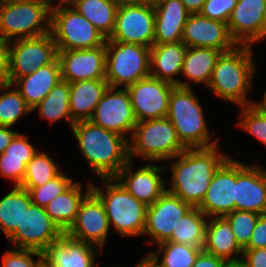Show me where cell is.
<instances>
[{"instance_id":"29","label":"cell","mask_w":266,"mask_h":267,"mask_svg":"<svg viewBox=\"0 0 266 267\" xmlns=\"http://www.w3.org/2000/svg\"><path fill=\"white\" fill-rule=\"evenodd\" d=\"M86 188L78 180L75 181L66 191L51 200L45 207L50 219L56 223L65 233L74 223L80 203L91 191V180L87 179Z\"/></svg>"},{"instance_id":"43","label":"cell","mask_w":266,"mask_h":267,"mask_svg":"<svg viewBox=\"0 0 266 267\" xmlns=\"http://www.w3.org/2000/svg\"><path fill=\"white\" fill-rule=\"evenodd\" d=\"M238 0H206L200 14L216 21L228 23Z\"/></svg>"},{"instance_id":"54","label":"cell","mask_w":266,"mask_h":267,"mask_svg":"<svg viewBox=\"0 0 266 267\" xmlns=\"http://www.w3.org/2000/svg\"><path fill=\"white\" fill-rule=\"evenodd\" d=\"M139 262L143 267H154L144 256L139 259Z\"/></svg>"},{"instance_id":"35","label":"cell","mask_w":266,"mask_h":267,"mask_svg":"<svg viewBox=\"0 0 266 267\" xmlns=\"http://www.w3.org/2000/svg\"><path fill=\"white\" fill-rule=\"evenodd\" d=\"M208 217L193 207L176 225L168 241L203 248Z\"/></svg>"},{"instance_id":"49","label":"cell","mask_w":266,"mask_h":267,"mask_svg":"<svg viewBox=\"0 0 266 267\" xmlns=\"http://www.w3.org/2000/svg\"><path fill=\"white\" fill-rule=\"evenodd\" d=\"M12 127L0 126V155L4 153L5 148L11 143L13 137L19 132Z\"/></svg>"},{"instance_id":"19","label":"cell","mask_w":266,"mask_h":267,"mask_svg":"<svg viewBox=\"0 0 266 267\" xmlns=\"http://www.w3.org/2000/svg\"><path fill=\"white\" fill-rule=\"evenodd\" d=\"M235 210L266 214V167L236 158Z\"/></svg>"},{"instance_id":"48","label":"cell","mask_w":266,"mask_h":267,"mask_svg":"<svg viewBox=\"0 0 266 267\" xmlns=\"http://www.w3.org/2000/svg\"><path fill=\"white\" fill-rule=\"evenodd\" d=\"M227 261L202 250L192 267H226Z\"/></svg>"},{"instance_id":"40","label":"cell","mask_w":266,"mask_h":267,"mask_svg":"<svg viewBox=\"0 0 266 267\" xmlns=\"http://www.w3.org/2000/svg\"><path fill=\"white\" fill-rule=\"evenodd\" d=\"M223 217L229 222L238 245L244 249L249 244L259 214L250 211L234 210Z\"/></svg>"},{"instance_id":"20","label":"cell","mask_w":266,"mask_h":267,"mask_svg":"<svg viewBox=\"0 0 266 267\" xmlns=\"http://www.w3.org/2000/svg\"><path fill=\"white\" fill-rule=\"evenodd\" d=\"M61 78L68 83L105 79L106 46L91 49L58 50Z\"/></svg>"},{"instance_id":"26","label":"cell","mask_w":266,"mask_h":267,"mask_svg":"<svg viewBox=\"0 0 266 267\" xmlns=\"http://www.w3.org/2000/svg\"><path fill=\"white\" fill-rule=\"evenodd\" d=\"M61 80V67L57 57L52 63L40 67L31 75L17 78L12 84L21 93L26 104L32 109Z\"/></svg>"},{"instance_id":"23","label":"cell","mask_w":266,"mask_h":267,"mask_svg":"<svg viewBox=\"0 0 266 267\" xmlns=\"http://www.w3.org/2000/svg\"><path fill=\"white\" fill-rule=\"evenodd\" d=\"M187 47H206L227 52L238 44L229 32L228 24L209 19L200 13L190 14L181 40Z\"/></svg>"},{"instance_id":"51","label":"cell","mask_w":266,"mask_h":267,"mask_svg":"<svg viewBox=\"0 0 266 267\" xmlns=\"http://www.w3.org/2000/svg\"><path fill=\"white\" fill-rule=\"evenodd\" d=\"M262 99L252 100L250 106L255 109L260 115L266 116V90H263Z\"/></svg>"},{"instance_id":"46","label":"cell","mask_w":266,"mask_h":267,"mask_svg":"<svg viewBox=\"0 0 266 267\" xmlns=\"http://www.w3.org/2000/svg\"><path fill=\"white\" fill-rule=\"evenodd\" d=\"M241 262L246 267H266V248L243 249Z\"/></svg>"},{"instance_id":"55","label":"cell","mask_w":266,"mask_h":267,"mask_svg":"<svg viewBox=\"0 0 266 267\" xmlns=\"http://www.w3.org/2000/svg\"><path fill=\"white\" fill-rule=\"evenodd\" d=\"M226 267H246L241 261L239 262H230Z\"/></svg>"},{"instance_id":"2","label":"cell","mask_w":266,"mask_h":267,"mask_svg":"<svg viewBox=\"0 0 266 267\" xmlns=\"http://www.w3.org/2000/svg\"><path fill=\"white\" fill-rule=\"evenodd\" d=\"M70 130L76 139L78 152L95 180L115 178L130 161L129 140L126 137L90 120L77 121Z\"/></svg>"},{"instance_id":"47","label":"cell","mask_w":266,"mask_h":267,"mask_svg":"<svg viewBox=\"0 0 266 267\" xmlns=\"http://www.w3.org/2000/svg\"><path fill=\"white\" fill-rule=\"evenodd\" d=\"M10 83L9 42L0 38V86Z\"/></svg>"},{"instance_id":"57","label":"cell","mask_w":266,"mask_h":267,"mask_svg":"<svg viewBox=\"0 0 266 267\" xmlns=\"http://www.w3.org/2000/svg\"><path fill=\"white\" fill-rule=\"evenodd\" d=\"M134 267H143L139 261H137V263H135Z\"/></svg>"},{"instance_id":"33","label":"cell","mask_w":266,"mask_h":267,"mask_svg":"<svg viewBox=\"0 0 266 267\" xmlns=\"http://www.w3.org/2000/svg\"><path fill=\"white\" fill-rule=\"evenodd\" d=\"M29 192L12 186L11 190L0 198V231L7 239L22 222L25 209L31 204Z\"/></svg>"},{"instance_id":"17","label":"cell","mask_w":266,"mask_h":267,"mask_svg":"<svg viewBox=\"0 0 266 267\" xmlns=\"http://www.w3.org/2000/svg\"><path fill=\"white\" fill-rule=\"evenodd\" d=\"M173 86L148 76L126 87L138 122L167 117Z\"/></svg>"},{"instance_id":"8","label":"cell","mask_w":266,"mask_h":267,"mask_svg":"<svg viewBox=\"0 0 266 267\" xmlns=\"http://www.w3.org/2000/svg\"><path fill=\"white\" fill-rule=\"evenodd\" d=\"M105 80L109 87L136 83L150 76V48L140 44L122 43L106 39Z\"/></svg>"},{"instance_id":"50","label":"cell","mask_w":266,"mask_h":267,"mask_svg":"<svg viewBox=\"0 0 266 267\" xmlns=\"http://www.w3.org/2000/svg\"><path fill=\"white\" fill-rule=\"evenodd\" d=\"M190 14L200 13L206 0H181Z\"/></svg>"},{"instance_id":"38","label":"cell","mask_w":266,"mask_h":267,"mask_svg":"<svg viewBox=\"0 0 266 267\" xmlns=\"http://www.w3.org/2000/svg\"><path fill=\"white\" fill-rule=\"evenodd\" d=\"M73 178L69 175L67 176L63 169L56 177L44 185L24 189L29 192L33 204L45 208L51 200L62 194L75 182Z\"/></svg>"},{"instance_id":"6","label":"cell","mask_w":266,"mask_h":267,"mask_svg":"<svg viewBox=\"0 0 266 267\" xmlns=\"http://www.w3.org/2000/svg\"><path fill=\"white\" fill-rule=\"evenodd\" d=\"M186 149L167 117L138 122L129 139V159L133 162L139 158L144 162L162 163Z\"/></svg>"},{"instance_id":"18","label":"cell","mask_w":266,"mask_h":267,"mask_svg":"<svg viewBox=\"0 0 266 267\" xmlns=\"http://www.w3.org/2000/svg\"><path fill=\"white\" fill-rule=\"evenodd\" d=\"M227 24L238 45L263 43L266 39V0H238Z\"/></svg>"},{"instance_id":"9","label":"cell","mask_w":266,"mask_h":267,"mask_svg":"<svg viewBox=\"0 0 266 267\" xmlns=\"http://www.w3.org/2000/svg\"><path fill=\"white\" fill-rule=\"evenodd\" d=\"M50 33L57 50L91 49L106 38L72 6L51 8Z\"/></svg>"},{"instance_id":"32","label":"cell","mask_w":266,"mask_h":267,"mask_svg":"<svg viewBox=\"0 0 266 267\" xmlns=\"http://www.w3.org/2000/svg\"><path fill=\"white\" fill-rule=\"evenodd\" d=\"M156 249L149 250L144 257L154 267H192L197 256L203 250L195 246L165 241L156 245Z\"/></svg>"},{"instance_id":"28","label":"cell","mask_w":266,"mask_h":267,"mask_svg":"<svg viewBox=\"0 0 266 267\" xmlns=\"http://www.w3.org/2000/svg\"><path fill=\"white\" fill-rule=\"evenodd\" d=\"M222 51L206 47H187L180 86L192 88L194 85L208 86L213 69ZM182 77V79H181Z\"/></svg>"},{"instance_id":"22","label":"cell","mask_w":266,"mask_h":267,"mask_svg":"<svg viewBox=\"0 0 266 267\" xmlns=\"http://www.w3.org/2000/svg\"><path fill=\"white\" fill-rule=\"evenodd\" d=\"M104 253L95 245L74 240L64 234L42 252L43 267H101L98 254Z\"/></svg>"},{"instance_id":"56","label":"cell","mask_w":266,"mask_h":267,"mask_svg":"<svg viewBox=\"0 0 266 267\" xmlns=\"http://www.w3.org/2000/svg\"><path fill=\"white\" fill-rule=\"evenodd\" d=\"M16 1H27V0H0V3L16 2Z\"/></svg>"},{"instance_id":"42","label":"cell","mask_w":266,"mask_h":267,"mask_svg":"<svg viewBox=\"0 0 266 267\" xmlns=\"http://www.w3.org/2000/svg\"><path fill=\"white\" fill-rule=\"evenodd\" d=\"M30 141V135L19 131L5 148V158L24 159V163L27 165L39 150V147L37 148L36 144H32Z\"/></svg>"},{"instance_id":"1","label":"cell","mask_w":266,"mask_h":267,"mask_svg":"<svg viewBox=\"0 0 266 267\" xmlns=\"http://www.w3.org/2000/svg\"><path fill=\"white\" fill-rule=\"evenodd\" d=\"M222 148L220 144L209 148H187L165 161L164 164L171 162L170 166H165V171L171 173L169 178L166 177V190L193 207H198L214 174L231 156Z\"/></svg>"},{"instance_id":"36","label":"cell","mask_w":266,"mask_h":267,"mask_svg":"<svg viewBox=\"0 0 266 267\" xmlns=\"http://www.w3.org/2000/svg\"><path fill=\"white\" fill-rule=\"evenodd\" d=\"M39 149L34 157L26 165V172L20 187L34 188L44 185L49 180L56 177L63 169L58 165L53 155Z\"/></svg>"},{"instance_id":"4","label":"cell","mask_w":266,"mask_h":267,"mask_svg":"<svg viewBox=\"0 0 266 267\" xmlns=\"http://www.w3.org/2000/svg\"><path fill=\"white\" fill-rule=\"evenodd\" d=\"M194 87L173 86L169 97L167 118L186 148H209L218 145L220 137L209 129L204 107Z\"/></svg>"},{"instance_id":"30","label":"cell","mask_w":266,"mask_h":267,"mask_svg":"<svg viewBox=\"0 0 266 267\" xmlns=\"http://www.w3.org/2000/svg\"><path fill=\"white\" fill-rule=\"evenodd\" d=\"M108 87L105 79L70 83L69 106L72 119L75 122L89 120Z\"/></svg>"},{"instance_id":"14","label":"cell","mask_w":266,"mask_h":267,"mask_svg":"<svg viewBox=\"0 0 266 267\" xmlns=\"http://www.w3.org/2000/svg\"><path fill=\"white\" fill-rule=\"evenodd\" d=\"M65 234L74 240L95 245L104 251L105 244L113 233L104 205L92 190L80 203L76 219Z\"/></svg>"},{"instance_id":"45","label":"cell","mask_w":266,"mask_h":267,"mask_svg":"<svg viewBox=\"0 0 266 267\" xmlns=\"http://www.w3.org/2000/svg\"><path fill=\"white\" fill-rule=\"evenodd\" d=\"M266 248V214L259 215L258 221L244 249Z\"/></svg>"},{"instance_id":"44","label":"cell","mask_w":266,"mask_h":267,"mask_svg":"<svg viewBox=\"0 0 266 267\" xmlns=\"http://www.w3.org/2000/svg\"><path fill=\"white\" fill-rule=\"evenodd\" d=\"M26 172L24 159L5 158L0 155V176L8 179L12 186H21Z\"/></svg>"},{"instance_id":"39","label":"cell","mask_w":266,"mask_h":267,"mask_svg":"<svg viewBox=\"0 0 266 267\" xmlns=\"http://www.w3.org/2000/svg\"><path fill=\"white\" fill-rule=\"evenodd\" d=\"M238 109L239 114L234 126L266 147V116L260 115L250 105L240 106Z\"/></svg>"},{"instance_id":"25","label":"cell","mask_w":266,"mask_h":267,"mask_svg":"<svg viewBox=\"0 0 266 267\" xmlns=\"http://www.w3.org/2000/svg\"><path fill=\"white\" fill-rule=\"evenodd\" d=\"M187 46L182 42L153 44L150 47V76L180 86Z\"/></svg>"},{"instance_id":"37","label":"cell","mask_w":266,"mask_h":267,"mask_svg":"<svg viewBox=\"0 0 266 267\" xmlns=\"http://www.w3.org/2000/svg\"><path fill=\"white\" fill-rule=\"evenodd\" d=\"M29 113L32 114L31 108L13 84L0 86V126L14 128Z\"/></svg>"},{"instance_id":"34","label":"cell","mask_w":266,"mask_h":267,"mask_svg":"<svg viewBox=\"0 0 266 267\" xmlns=\"http://www.w3.org/2000/svg\"><path fill=\"white\" fill-rule=\"evenodd\" d=\"M108 39L113 32L117 3L114 0H78L72 5Z\"/></svg>"},{"instance_id":"5","label":"cell","mask_w":266,"mask_h":267,"mask_svg":"<svg viewBox=\"0 0 266 267\" xmlns=\"http://www.w3.org/2000/svg\"><path fill=\"white\" fill-rule=\"evenodd\" d=\"M98 180L103 185L99 187L91 180V190L104 205L113 235L131 239L143 236L148 206L131 195L116 178Z\"/></svg>"},{"instance_id":"11","label":"cell","mask_w":266,"mask_h":267,"mask_svg":"<svg viewBox=\"0 0 266 267\" xmlns=\"http://www.w3.org/2000/svg\"><path fill=\"white\" fill-rule=\"evenodd\" d=\"M64 234L50 219L45 208L31 203L25 209L21 224L6 240L9 247L43 252Z\"/></svg>"},{"instance_id":"16","label":"cell","mask_w":266,"mask_h":267,"mask_svg":"<svg viewBox=\"0 0 266 267\" xmlns=\"http://www.w3.org/2000/svg\"><path fill=\"white\" fill-rule=\"evenodd\" d=\"M134 162L129 161L115 177L137 200L147 206L153 204L165 191V165L158 162H146L134 169Z\"/></svg>"},{"instance_id":"7","label":"cell","mask_w":266,"mask_h":267,"mask_svg":"<svg viewBox=\"0 0 266 267\" xmlns=\"http://www.w3.org/2000/svg\"><path fill=\"white\" fill-rule=\"evenodd\" d=\"M51 5L48 0L0 3V38L12 41L50 32Z\"/></svg>"},{"instance_id":"41","label":"cell","mask_w":266,"mask_h":267,"mask_svg":"<svg viewBox=\"0 0 266 267\" xmlns=\"http://www.w3.org/2000/svg\"><path fill=\"white\" fill-rule=\"evenodd\" d=\"M34 257V259H33ZM36 258V259H35ZM42 252L9 247L2 255L0 267H42Z\"/></svg>"},{"instance_id":"24","label":"cell","mask_w":266,"mask_h":267,"mask_svg":"<svg viewBox=\"0 0 266 267\" xmlns=\"http://www.w3.org/2000/svg\"><path fill=\"white\" fill-rule=\"evenodd\" d=\"M154 44L182 40L184 26L190 13L181 0H155Z\"/></svg>"},{"instance_id":"31","label":"cell","mask_w":266,"mask_h":267,"mask_svg":"<svg viewBox=\"0 0 266 267\" xmlns=\"http://www.w3.org/2000/svg\"><path fill=\"white\" fill-rule=\"evenodd\" d=\"M69 99L70 83L61 80L40 103L31 109V111H37L38 118L43 121H49V125L63 120L67 123V127L71 129L75 121L70 115Z\"/></svg>"},{"instance_id":"15","label":"cell","mask_w":266,"mask_h":267,"mask_svg":"<svg viewBox=\"0 0 266 267\" xmlns=\"http://www.w3.org/2000/svg\"><path fill=\"white\" fill-rule=\"evenodd\" d=\"M154 24L153 4L119 6L114 29L108 40L150 48L154 44Z\"/></svg>"},{"instance_id":"53","label":"cell","mask_w":266,"mask_h":267,"mask_svg":"<svg viewBox=\"0 0 266 267\" xmlns=\"http://www.w3.org/2000/svg\"><path fill=\"white\" fill-rule=\"evenodd\" d=\"M50 2L51 8L62 7V6H72L78 0H48Z\"/></svg>"},{"instance_id":"10","label":"cell","mask_w":266,"mask_h":267,"mask_svg":"<svg viewBox=\"0 0 266 267\" xmlns=\"http://www.w3.org/2000/svg\"><path fill=\"white\" fill-rule=\"evenodd\" d=\"M58 50L51 33L9 41L10 83L52 63Z\"/></svg>"},{"instance_id":"27","label":"cell","mask_w":266,"mask_h":267,"mask_svg":"<svg viewBox=\"0 0 266 267\" xmlns=\"http://www.w3.org/2000/svg\"><path fill=\"white\" fill-rule=\"evenodd\" d=\"M203 250L228 263L241 261L243 255V249L224 217L208 218Z\"/></svg>"},{"instance_id":"52","label":"cell","mask_w":266,"mask_h":267,"mask_svg":"<svg viewBox=\"0 0 266 267\" xmlns=\"http://www.w3.org/2000/svg\"><path fill=\"white\" fill-rule=\"evenodd\" d=\"M117 6L153 4L155 0H114Z\"/></svg>"},{"instance_id":"3","label":"cell","mask_w":266,"mask_h":267,"mask_svg":"<svg viewBox=\"0 0 266 267\" xmlns=\"http://www.w3.org/2000/svg\"><path fill=\"white\" fill-rule=\"evenodd\" d=\"M254 49L251 45H237L230 51L222 52L206 90L236 107L249 106L253 100L249 94L255 89L253 80L259 70Z\"/></svg>"},{"instance_id":"13","label":"cell","mask_w":266,"mask_h":267,"mask_svg":"<svg viewBox=\"0 0 266 267\" xmlns=\"http://www.w3.org/2000/svg\"><path fill=\"white\" fill-rule=\"evenodd\" d=\"M192 205L167 190L146 211L143 236L150 247L168 241L176 225L191 209ZM149 236V237H148Z\"/></svg>"},{"instance_id":"12","label":"cell","mask_w":266,"mask_h":267,"mask_svg":"<svg viewBox=\"0 0 266 267\" xmlns=\"http://www.w3.org/2000/svg\"><path fill=\"white\" fill-rule=\"evenodd\" d=\"M89 120L129 140L138 120L128 90L108 87Z\"/></svg>"},{"instance_id":"21","label":"cell","mask_w":266,"mask_h":267,"mask_svg":"<svg viewBox=\"0 0 266 267\" xmlns=\"http://www.w3.org/2000/svg\"><path fill=\"white\" fill-rule=\"evenodd\" d=\"M236 159L230 156L216 171L198 208L208 217H223L235 210Z\"/></svg>"}]
</instances>
